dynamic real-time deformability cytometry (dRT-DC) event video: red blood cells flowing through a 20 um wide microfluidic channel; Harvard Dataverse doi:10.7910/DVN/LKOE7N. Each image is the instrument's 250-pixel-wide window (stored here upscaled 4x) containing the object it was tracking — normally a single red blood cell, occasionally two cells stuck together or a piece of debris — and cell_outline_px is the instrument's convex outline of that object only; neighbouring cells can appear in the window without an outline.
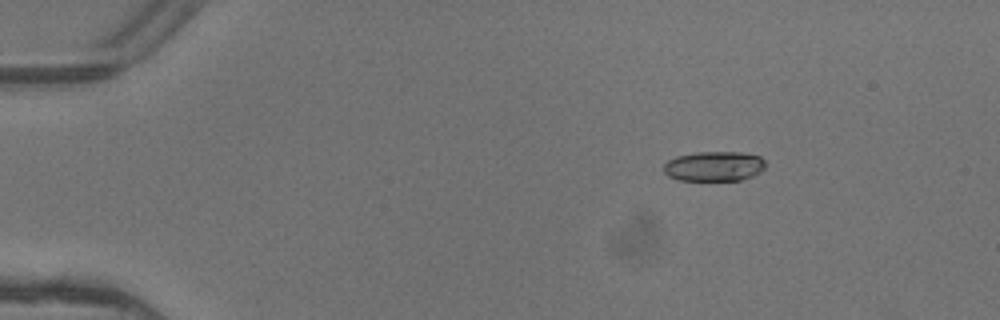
{"species": "common noctule bat (a hibernating species)", "species_latin": "Nyctalus noctula", "temperature_condition": "warm", "stored_images_in_passage": 5, "camera_frame_rate_fps": 3000, "um_per_image_px": 0.085, "animal": {"sex": "female"}, "frame": {"image": 1, "passage_image": 3, "time_ms": 0.667, "image_size_px": [1000, 320], "cell_outline_px": [[764, 168], [760, 172], [752, 176], [740, 180], [680, 180], [668, 176], [664, 172], [664, 164], [668, 160], [676, 156], [696, 152], [740, 152], [760, 156], [764, 160]], "centroid_in_image_um": [60.69, 14.12], "position_along_channel_um": 24.3, "area_um2": 17.69}}